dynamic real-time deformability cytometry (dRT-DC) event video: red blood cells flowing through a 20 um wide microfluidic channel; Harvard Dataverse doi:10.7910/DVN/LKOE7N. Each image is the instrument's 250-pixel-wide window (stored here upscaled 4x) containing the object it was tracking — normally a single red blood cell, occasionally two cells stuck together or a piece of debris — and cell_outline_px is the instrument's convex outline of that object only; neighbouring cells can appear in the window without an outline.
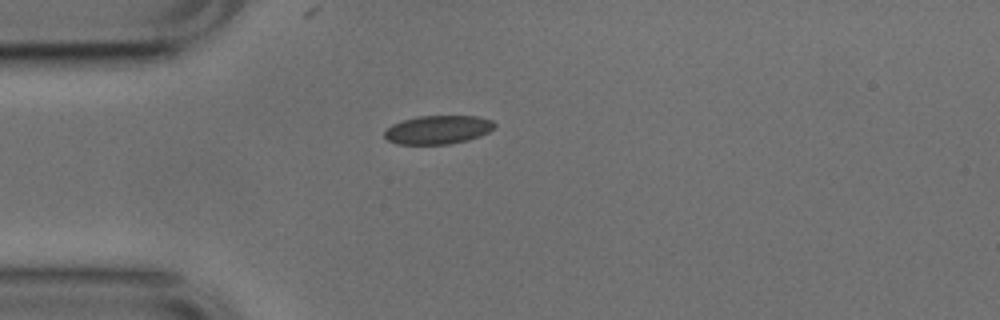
{"species": "common noctule bat (a hibernating species)", "species_latin": "Nyctalus noctula", "temperature_condition": "cold", "stored_images_in_passage": 41, "camera_frame_rate_fps": 3000, "um_per_image_px": 0.085, "animal": {"sex": "male", "body_mass_g": 17.9, "forearm_length_mm": 54.2}, "frame": {"image": 1, "passage_image": 1, "time_ms": 0.0, "image_size_px": [1000, 320], "cell_outline_px": [[496, 124], [488, 132], [480, 136], [468, 140], [448, 144], [396, 144], [388, 140], [384, 136], [384, 132], [392, 124], [416, 116], [476, 116], [492, 120]], "centroid_in_image_um": [37.22, 11.03], "position_along_channel_um": 47.8, "area_um2": 18.26}}
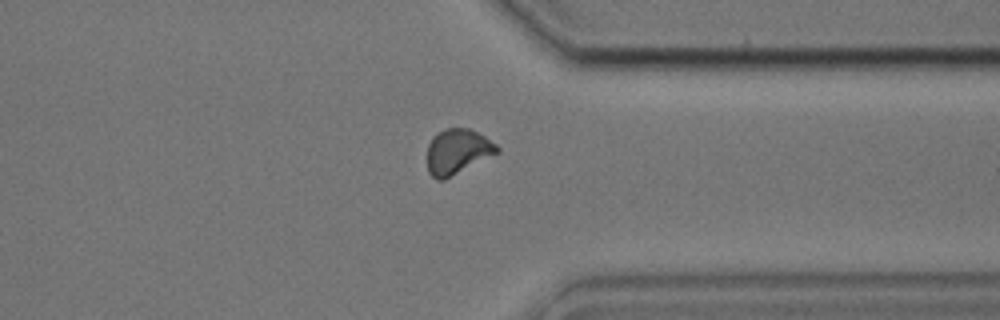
{"frame": {"image": 2, "passage_image": 28, "time_ms": 9.0, "image_size_px": [1000, 320], "cell_outline_px": [[500, 152], [444, 180], [436, 180], [428, 172], [428, 144], [432, 136], [436, 132], [448, 128], [468, 128], [484, 136], [496, 144], [500, 148]], "centroid_in_image_um": [38.88, 12.88], "position_along_channel_um": 372.5, "area_um2": 18.44}}
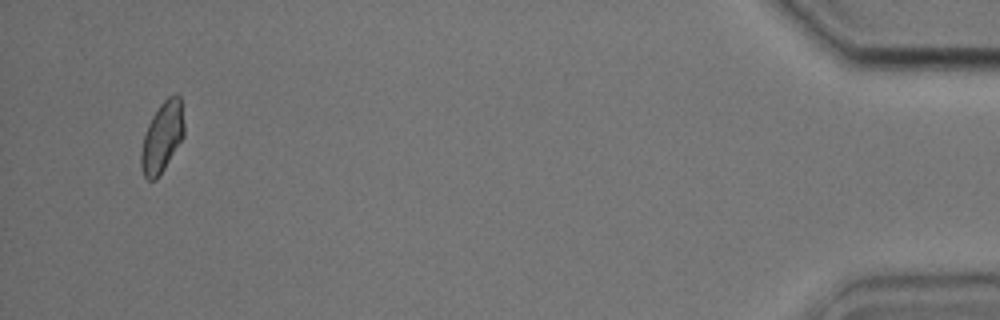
{"frame": {"image": 3, "passage_image": 38, "time_ms": 12.333, "image_size_px": [1000, 320], "cell_outline_px": [[184, 136], [164, 168], [156, 180], [148, 180], [144, 176], [140, 164], [140, 152], [144, 136], [148, 124], [152, 116], [160, 104], [168, 96], [176, 92], [180, 96], [184, 124]], "centroid_in_image_um": [13.78, 11.63], "position_along_channel_um": 421.4, "area_um2": 17.63}, "authors_computed_cell_mechanics": {"area_um2": 17.918, "velocity_mm_per_s": 3.7675, "shape_relaxation_time_tau1_ms": 3.8604, "shape_relaxation_time_tau2_ms": 1.8569, "deformation_change_tau1": 0.0706, "deformation_change_tau2": 0.0547}}